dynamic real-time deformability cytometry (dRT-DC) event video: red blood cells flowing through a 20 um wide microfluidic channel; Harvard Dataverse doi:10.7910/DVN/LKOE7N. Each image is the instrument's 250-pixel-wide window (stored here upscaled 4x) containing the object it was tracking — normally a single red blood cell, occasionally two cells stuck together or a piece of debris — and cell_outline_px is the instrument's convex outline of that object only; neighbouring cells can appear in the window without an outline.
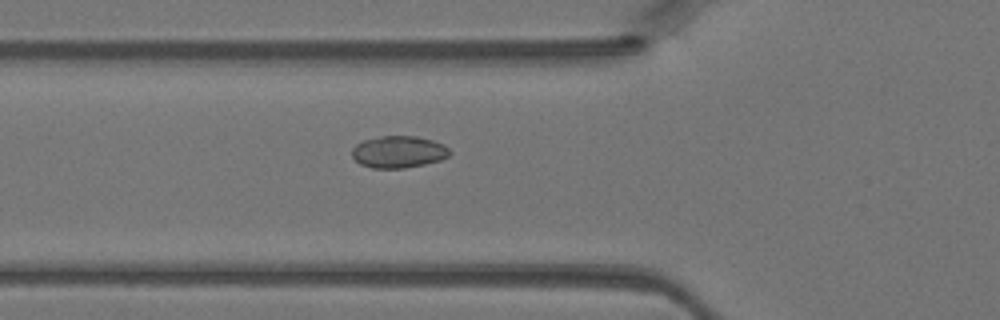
{"species": "Egyptian fruit bat (a non-hibernating species)", "species_latin": "Rousettus aegyptiacus", "temperature_condition": "warm", "stored_images_in_passage": 45, "camera_frame_rate_fps": 3000, "um_per_image_px": 0.085, "animal": {"sex": "female"}, "frame": {"image": 1, "passage_image": 16, "time_ms": 5.0, "image_size_px": [1000, 320], "cell_outline_px": [[452, 152], [448, 156], [440, 160], [424, 164], [404, 168], [372, 168], [360, 164], [352, 156], [352, 148], [356, 144], [364, 140], [380, 136], [416, 136], [432, 140], [444, 144]], "centroid_in_image_um": [33.88, 12.91], "position_along_channel_um": 91.9, "area_um2": 18.21}}
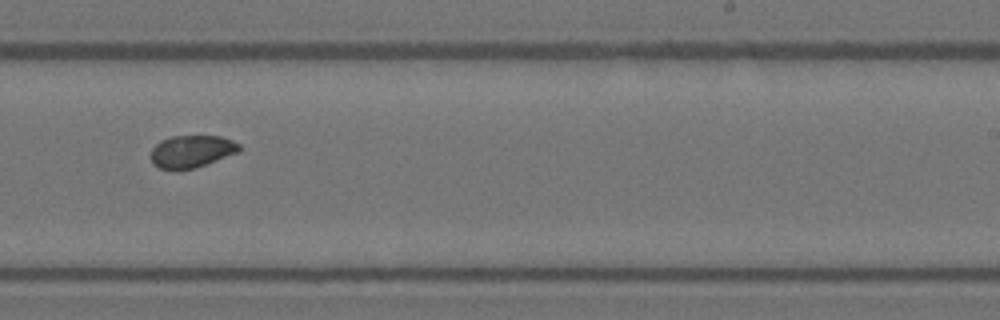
{"frame": {"image": 2, "passage_image": 28, "time_ms": 9.0, "image_size_px": [1000, 320], "cell_outline_px": [[240, 152], [196, 168], [176, 172], [160, 168], [152, 164], [152, 148], [160, 140], [172, 136], [220, 136], [232, 140], [240, 144]], "centroid_in_image_um": [16.29, 12.9], "position_along_channel_um": 272.7, "area_um2": 17.05}}
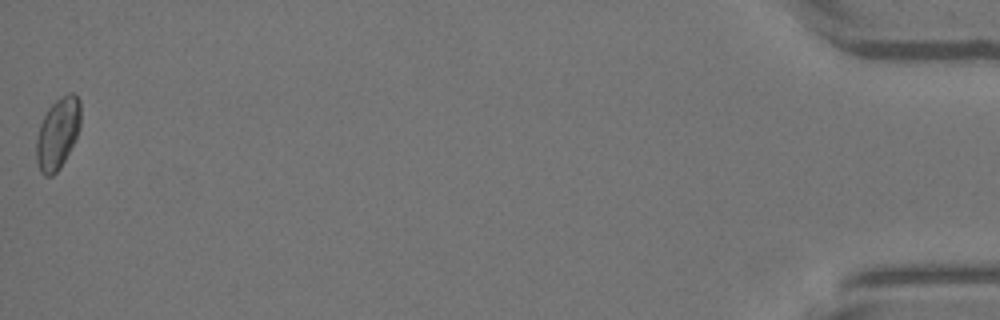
{"frame": {"image": 3, "passage_image": 45, "time_ms": 14.667, "image_size_px": [1000, 320], "cell_outline_px": [[80, 128], [60, 168], [52, 176], [44, 176], [40, 172], [36, 160], [36, 140], [40, 124], [48, 108], [60, 96], [68, 92], [72, 92], [80, 100]], "centroid_in_image_um": [4.89, 11.32], "position_along_channel_um": 430.3, "area_um2": 18.32}}